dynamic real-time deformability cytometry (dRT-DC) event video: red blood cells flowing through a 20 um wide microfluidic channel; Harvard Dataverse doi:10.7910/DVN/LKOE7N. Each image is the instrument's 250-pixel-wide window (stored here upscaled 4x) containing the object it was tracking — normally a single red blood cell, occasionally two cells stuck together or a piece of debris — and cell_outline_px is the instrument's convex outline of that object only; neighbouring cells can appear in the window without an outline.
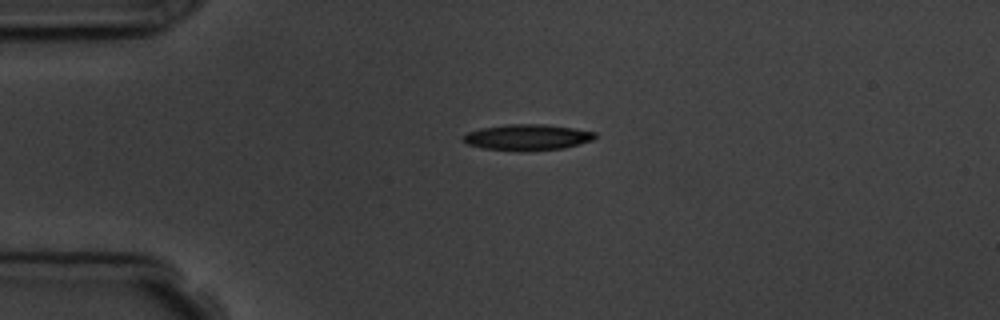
{"species": "common noctule bat (a hibernating species)", "species_latin": "Nyctalus noctula", "temperature_condition": "room temperature", "stored_images_in_passage": 4, "camera_frame_rate_fps": 3000, "um_per_image_px": 0.085, "animal": {"sex": "male", "body_mass_g": 19.5, "forearm_length_mm": 54.6}, "frame": {"image": 1, "passage_image": 3, "time_ms": 2.333, "image_size_px": [1000, 320], "cell_outline_px": [[596, 136], [592, 140], [580, 144], [564, 148], [484, 148], [468, 144], [464, 140], [464, 136], [468, 132], [480, 128], [508, 124], [544, 124], [572, 128], [596, 132]], "centroid_in_image_um": [44.87, 11.61], "position_along_channel_um": 40.1, "area_um2": 18.79}}